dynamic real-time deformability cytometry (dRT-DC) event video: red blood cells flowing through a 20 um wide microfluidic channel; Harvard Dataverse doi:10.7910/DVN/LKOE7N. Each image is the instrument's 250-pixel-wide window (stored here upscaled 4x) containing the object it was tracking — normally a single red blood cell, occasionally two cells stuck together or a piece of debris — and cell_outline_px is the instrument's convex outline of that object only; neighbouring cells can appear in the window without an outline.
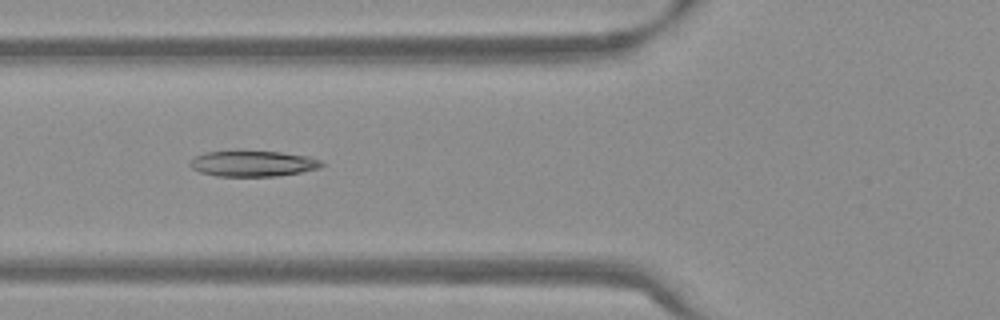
{"species": "Egyptian fruit bat (a non-hibernating species)", "species_latin": "Rousettus aegyptiacus", "temperature_condition": "warm", "stored_images_in_passage": 54, "camera_frame_rate_fps": 3000, "um_per_image_px": 0.085, "frame": {"image": 1, "passage_image": 21, "time_ms": 6.667, "image_size_px": [1000, 320], "cell_outline_px": [[324, 164], [320, 168], [300, 172], [276, 176], [216, 176], [200, 172], [192, 168], [188, 164], [196, 156], [204, 152], [236, 148], [240, 148], [280, 152], [308, 156], [320, 160]], "centroid_in_image_um": [21.45, 13.85], "position_along_channel_um": 104.4, "area_um2": 20.58}}
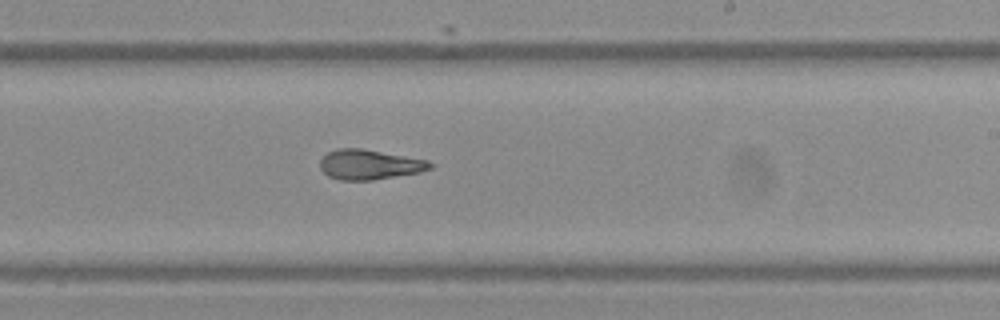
{"frame": {"image": 2, "passage_image": 33, "time_ms": 10.667, "image_size_px": [1000, 320], "cell_outline_px": [[436, 164], [432, 168], [420, 172], [372, 180], [340, 180], [328, 176], [320, 168], [320, 160], [328, 152], [336, 148], [360, 148], [428, 160]], "centroid_in_image_um": [31.42, 13.99], "position_along_channel_um": 257.6, "area_um2": 19.19}}
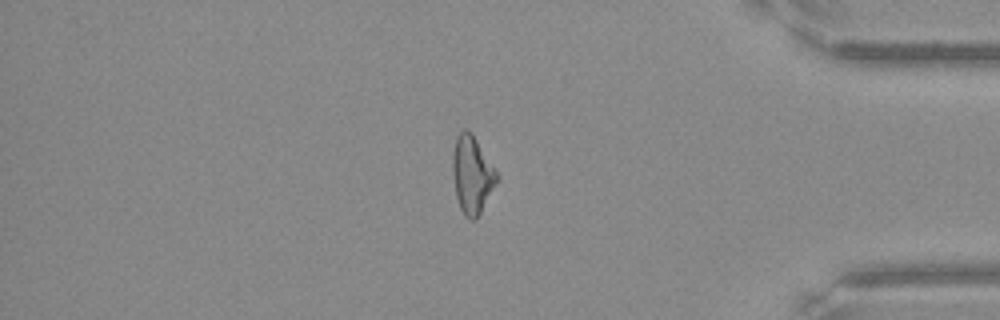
{"frame": {"image": 3, "passage_image": 46, "time_ms": 15.0, "image_size_px": [1000, 320], "cell_outline_px": [[500, 176], [476, 220], [468, 220], [464, 216], [460, 208], [456, 196], [452, 172], [452, 152], [456, 136], [464, 128], [468, 128], [472, 132]], "centroid_in_image_um": [40.11, 14.82], "position_along_channel_um": 395.1, "area_um2": 20.23}, "authors_computed_cell_mechanics": {"area_um2": 20.4323, "velocity_mm_per_s": 3.8233, "shape_relaxation_time_tau1_ms": null, "shape_relaxation_time_tau2_ms": 2.569, "deformation_change_tau1": null, "deformation_change_tau2": 0.1136}}